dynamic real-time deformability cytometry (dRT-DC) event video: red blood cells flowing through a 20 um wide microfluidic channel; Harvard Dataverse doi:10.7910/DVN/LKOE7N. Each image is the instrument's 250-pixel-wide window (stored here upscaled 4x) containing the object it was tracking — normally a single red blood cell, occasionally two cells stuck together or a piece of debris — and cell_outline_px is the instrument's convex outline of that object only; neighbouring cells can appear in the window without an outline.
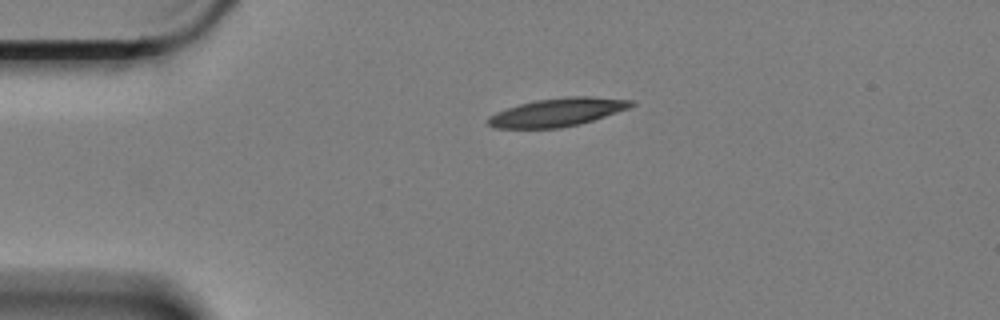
{"species": "Egyptian fruit bat (a non-hibernating species)", "species_latin": "Rousettus aegyptiacus", "temperature_condition": "cold", "stored_images_in_passage": 3, "camera_frame_rate_fps": 3000, "um_per_image_px": 0.085, "animal": {"sex": "female"}, "frame": {"image": 1, "passage_image": 1, "time_ms": 0.0, "image_size_px": [1000, 320], "cell_outline_px": [[636, 104], [628, 108], [580, 124], [560, 128], [492, 128], [488, 124], [488, 116], [496, 112], [520, 104], [536, 100], [568, 96], [592, 96], [632, 100]], "centroid_in_image_um": [47.37, 9.54], "position_along_channel_um": 37.6, "area_um2": 23.41}}